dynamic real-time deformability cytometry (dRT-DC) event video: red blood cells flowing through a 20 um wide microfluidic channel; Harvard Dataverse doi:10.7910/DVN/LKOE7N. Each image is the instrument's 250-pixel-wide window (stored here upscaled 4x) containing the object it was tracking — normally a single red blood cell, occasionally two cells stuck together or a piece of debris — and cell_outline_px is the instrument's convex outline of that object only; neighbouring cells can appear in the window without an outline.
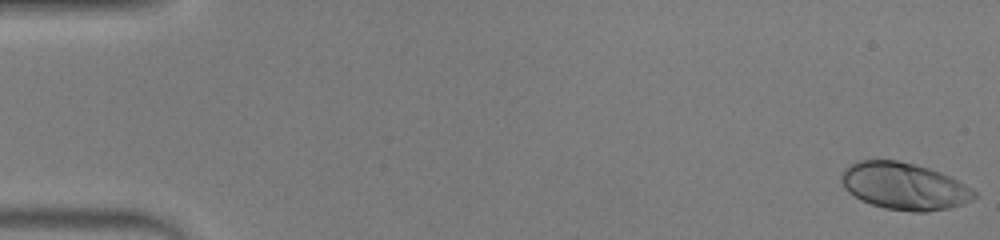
{"species": "human", "species_latin": "Homo sapiens", "temperature_condition": "warm", "stored_images_in_passage": 48, "camera_frame_rate_fps": 3000, "um_per_image_px": 0.085, "donor": {"sex": "male"}, "frame": {"image": 1, "passage_image": 1, "time_ms": 0.0, "image_size_px": [1000, 240], "cell_outline_px": [[980, 196], [972, 200], [948, 208], [924, 212], [912, 212], [884, 208], [860, 200], [848, 192], [844, 188], [840, 180], [840, 176], [844, 168], [848, 164], [856, 160], [896, 160], [928, 168], [940, 172], [972, 188]], "centroid_in_image_um": [76.81, 15.82], "position_along_channel_um": 8.2, "area_um2": 36.53}}
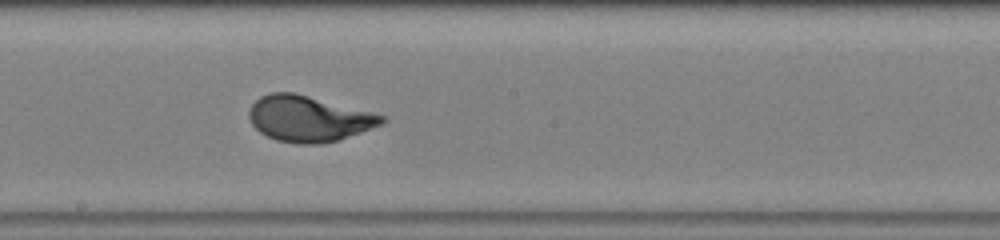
{"frame": {"image": 2, "passage_image": 27, "time_ms": 8.667, "image_size_px": [1000, 240], "cell_outline_px": [[388, 120], [384, 124], [340, 140], [316, 144], [296, 144], [276, 140], [260, 132], [252, 124], [248, 116], [248, 112], [252, 104], [260, 96], [272, 92], [296, 92], [388, 116]], "centroid_in_image_um": [26.28, 10.08], "position_along_channel_um": 221.9, "area_um2": 35.89}}
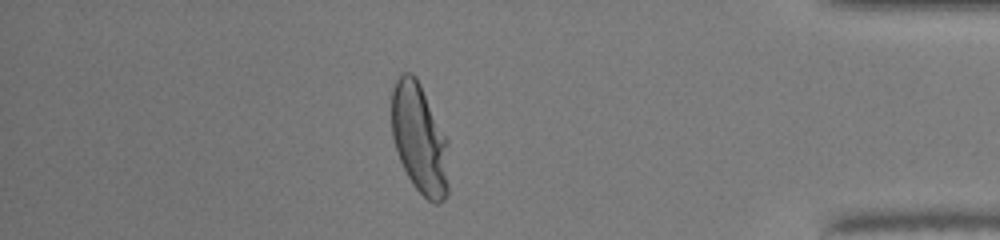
{"frame": {"image": 3, "passage_image": 42, "time_ms": 13.667, "image_size_px": [1000, 240], "cell_outline_px": [[448, 196], [440, 204], [432, 204], [412, 184], [400, 160], [392, 136], [392, 88], [400, 72], [412, 72], [416, 76], [448, 140]], "centroid_in_image_um": [35.67, 11.81], "position_along_channel_um": 399.5, "area_um2": 36.88}, "authors_computed_cell_mechanics": {"area_um2": 34.8823, "velocity_mm_per_s": 4.2755, "shape_relaxation_time_tau1_ms": 3.2985, "shape_relaxation_time_tau2_ms": null, "deformation_change_tau1": 0.2156, "deformation_change_tau2": null}}